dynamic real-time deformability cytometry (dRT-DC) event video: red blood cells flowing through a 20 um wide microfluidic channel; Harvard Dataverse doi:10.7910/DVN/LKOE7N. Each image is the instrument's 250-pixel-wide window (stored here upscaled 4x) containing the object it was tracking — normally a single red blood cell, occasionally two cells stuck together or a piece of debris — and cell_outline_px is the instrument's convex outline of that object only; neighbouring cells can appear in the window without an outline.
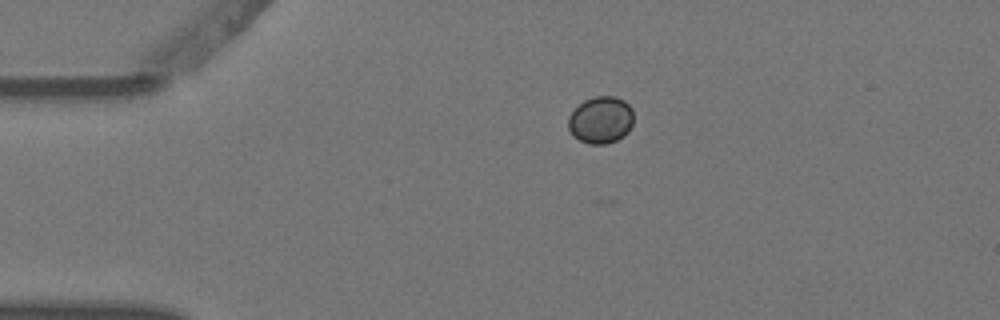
{"species": "Egyptian fruit bat (a non-hibernating species)", "species_latin": "Rousettus aegyptiacus", "temperature_condition": "warm", "stored_images_in_passage": 3, "camera_frame_rate_fps": 3000, "um_per_image_px": 0.085, "animal": {"sex": "female"}, "frame": {"image": 1, "passage_image": 1, "time_ms": 0.0, "image_size_px": [1000, 320], "cell_outline_px": [[632, 124], [628, 132], [624, 136], [616, 140], [604, 144], [588, 144], [580, 140], [568, 128], [568, 116], [584, 100], [596, 96], [616, 96], [624, 100], [632, 108]], "centroid_in_image_um": [51.08, 10.18], "position_along_channel_um": 33.9, "area_um2": 17.8}}
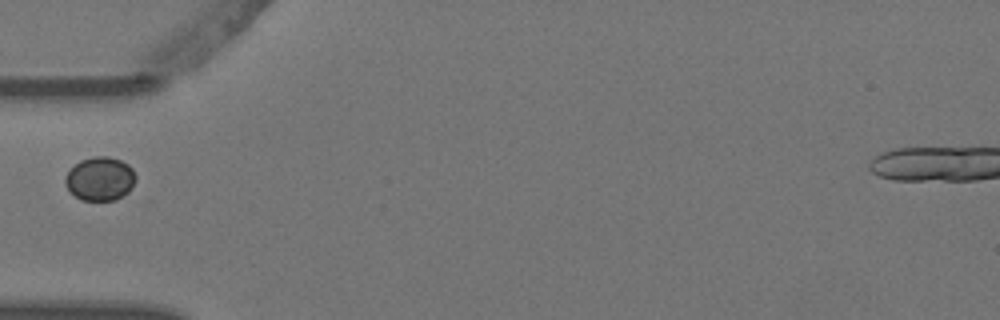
{"frame": {"image": 2, "passage_image": 3, "time_ms": 0.667, "image_size_px": [1000, 320], "cell_outline_px": [[136, 180], [132, 188], [128, 192], [116, 200], [80, 200], [64, 184], [64, 176], [80, 160], [92, 156], [108, 156], [120, 160], [128, 164], [132, 168], [136, 176]], "centroid_in_image_um": [8.52, 15.19], "position_along_channel_um": 76.5, "area_um2": 18.03}}